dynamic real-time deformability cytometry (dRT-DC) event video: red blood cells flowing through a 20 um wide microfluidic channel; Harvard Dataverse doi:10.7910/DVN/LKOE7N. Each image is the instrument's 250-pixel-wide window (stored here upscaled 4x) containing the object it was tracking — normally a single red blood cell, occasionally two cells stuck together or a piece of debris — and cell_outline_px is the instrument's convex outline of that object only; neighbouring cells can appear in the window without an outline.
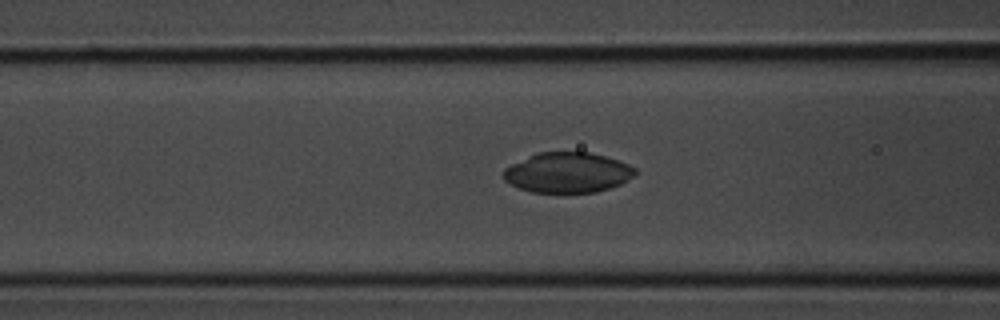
{"species": "common noctule bat (a hibernating species)", "species_latin": "Nyctalus noctula", "temperature_condition": "room temperature", "stored_images_in_passage": 41, "camera_frame_rate_fps": 3000, "um_per_image_px": 0.085, "animal": {"sex": "male", "body_mass_g": 20.1, "forearm_length_mm": 53.5}, "frame": {"image": 1, "passage_image": 15, "time_ms": 4.667, "image_size_px": [1000, 320], "cell_outline_px": [[636, 176], [620, 184], [596, 192], [532, 192], [520, 188], [504, 180], [504, 168], [536, 152], [588, 152], [604, 156], [628, 164], [636, 168]], "centroid_in_image_um": [48.26, 14.66], "position_along_channel_um": 118.3, "area_um2": 30.69}}
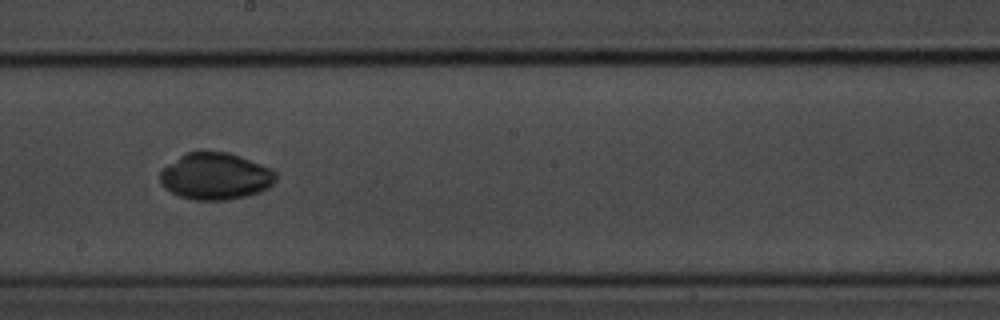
{"frame": {"image": 2, "passage_image": 22, "time_ms": 7.0, "image_size_px": [1000, 320], "cell_outline_px": [[276, 180], [268, 188], [260, 192], [244, 196], [224, 200], [196, 200], [180, 196], [164, 188], [160, 180], [160, 172], [168, 164], [184, 152], [228, 152], [240, 156], [272, 168], [276, 172]], "centroid_in_image_um": [18.33, 14.97], "position_along_channel_um": 229.9, "area_um2": 31.5}}
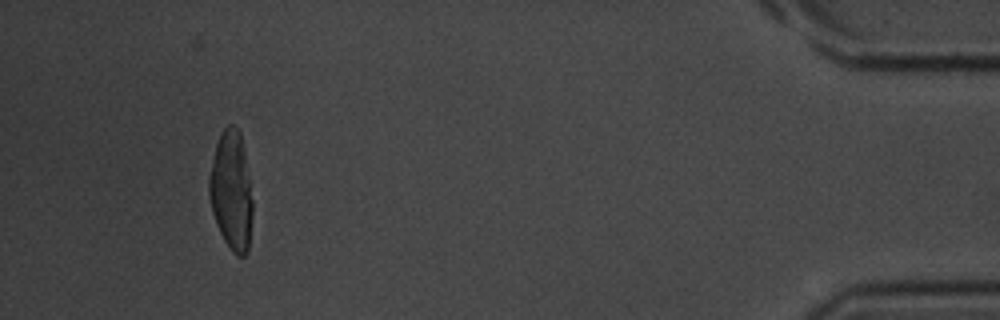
{"frame": {"image": 3, "passage_image": 38, "time_ms": 12.333, "image_size_px": [1000, 320], "cell_outline_px": [[252, 216], [248, 252], [244, 256], [236, 256], [232, 252], [224, 240], [216, 224], [212, 212], [208, 192], [208, 176], [216, 144], [220, 132], [228, 124], [232, 124], [240, 132], [244, 148], [252, 200]], "centroid_in_image_um": [19.65, 16.23], "position_along_channel_um": 415.6, "area_um2": 30.29}}